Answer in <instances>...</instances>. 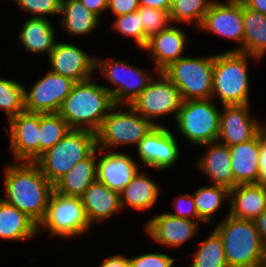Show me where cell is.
Listing matches in <instances>:
<instances>
[{
	"label": "cell",
	"instance_id": "6da1fadb",
	"mask_svg": "<svg viewBox=\"0 0 266 267\" xmlns=\"http://www.w3.org/2000/svg\"><path fill=\"white\" fill-rule=\"evenodd\" d=\"M4 199L38 226L44 220L54 185L35 162H16L4 167Z\"/></svg>",
	"mask_w": 266,
	"mask_h": 267
},
{
	"label": "cell",
	"instance_id": "7a4b0ae2",
	"mask_svg": "<svg viewBox=\"0 0 266 267\" xmlns=\"http://www.w3.org/2000/svg\"><path fill=\"white\" fill-rule=\"evenodd\" d=\"M97 78L75 82L70 94L64 100L59 114L71 129L97 132L103 119L115 106L111 93Z\"/></svg>",
	"mask_w": 266,
	"mask_h": 267
},
{
	"label": "cell",
	"instance_id": "3957f363",
	"mask_svg": "<svg viewBox=\"0 0 266 267\" xmlns=\"http://www.w3.org/2000/svg\"><path fill=\"white\" fill-rule=\"evenodd\" d=\"M214 225L222 239L228 267H263L266 250L253 220L227 215Z\"/></svg>",
	"mask_w": 266,
	"mask_h": 267
},
{
	"label": "cell",
	"instance_id": "277c9868",
	"mask_svg": "<svg viewBox=\"0 0 266 267\" xmlns=\"http://www.w3.org/2000/svg\"><path fill=\"white\" fill-rule=\"evenodd\" d=\"M260 61L240 51L215 54L212 99L222 105L250 104L248 59ZM216 96V97H215Z\"/></svg>",
	"mask_w": 266,
	"mask_h": 267
},
{
	"label": "cell",
	"instance_id": "5b68a950",
	"mask_svg": "<svg viewBox=\"0 0 266 267\" xmlns=\"http://www.w3.org/2000/svg\"><path fill=\"white\" fill-rule=\"evenodd\" d=\"M97 149L96 133L71 129L55 146L43 153L35 163L53 185L75 164Z\"/></svg>",
	"mask_w": 266,
	"mask_h": 267
},
{
	"label": "cell",
	"instance_id": "8992f818",
	"mask_svg": "<svg viewBox=\"0 0 266 267\" xmlns=\"http://www.w3.org/2000/svg\"><path fill=\"white\" fill-rule=\"evenodd\" d=\"M115 105L96 132L97 147L105 150L138 143L157 125L137 113L130 105ZM120 109V110H119Z\"/></svg>",
	"mask_w": 266,
	"mask_h": 267
},
{
	"label": "cell",
	"instance_id": "52a82bcc",
	"mask_svg": "<svg viewBox=\"0 0 266 267\" xmlns=\"http://www.w3.org/2000/svg\"><path fill=\"white\" fill-rule=\"evenodd\" d=\"M214 55L183 56L162 71L180 90L183 101L212 98Z\"/></svg>",
	"mask_w": 266,
	"mask_h": 267
},
{
	"label": "cell",
	"instance_id": "ba28073f",
	"mask_svg": "<svg viewBox=\"0 0 266 267\" xmlns=\"http://www.w3.org/2000/svg\"><path fill=\"white\" fill-rule=\"evenodd\" d=\"M219 108L212 98L183 101L176 116L178 130L197 147L217 141L221 114Z\"/></svg>",
	"mask_w": 266,
	"mask_h": 267
},
{
	"label": "cell",
	"instance_id": "9c48e42d",
	"mask_svg": "<svg viewBox=\"0 0 266 267\" xmlns=\"http://www.w3.org/2000/svg\"><path fill=\"white\" fill-rule=\"evenodd\" d=\"M90 227L81 198L65 196L54 190L38 232L47 229L50 237L74 238L85 234Z\"/></svg>",
	"mask_w": 266,
	"mask_h": 267
},
{
	"label": "cell",
	"instance_id": "30bf717a",
	"mask_svg": "<svg viewBox=\"0 0 266 267\" xmlns=\"http://www.w3.org/2000/svg\"><path fill=\"white\" fill-rule=\"evenodd\" d=\"M95 70H99L105 80L115 85L116 88L104 85L111 93L115 105H131L154 78L143 69L111 58H96Z\"/></svg>",
	"mask_w": 266,
	"mask_h": 267
},
{
	"label": "cell",
	"instance_id": "8fae6325",
	"mask_svg": "<svg viewBox=\"0 0 266 267\" xmlns=\"http://www.w3.org/2000/svg\"><path fill=\"white\" fill-rule=\"evenodd\" d=\"M157 77L149 82L130 106L155 125H161L156 119L170 114L176 118L183 99L180 90L166 75L158 72Z\"/></svg>",
	"mask_w": 266,
	"mask_h": 267
},
{
	"label": "cell",
	"instance_id": "7c38bea8",
	"mask_svg": "<svg viewBox=\"0 0 266 267\" xmlns=\"http://www.w3.org/2000/svg\"><path fill=\"white\" fill-rule=\"evenodd\" d=\"M198 29L240 43L239 46L229 51L242 52L244 39L242 1L228 0L224 3L221 0H215Z\"/></svg>",
	"mask_w": 266,
	"mask_h": 267
},
{
	"label": "cell",
	"instance_id": "4fadbf2b",
	"mask_svg": "<svg viewBox=\"0 0 266 267\" xmlns=\"http://www.w3.org/2000/svg\"><path fill=\"white\" fill-rule=\"evenodd\" d=\"M69 77L49 71L29 89L25 87V108L30 113H57L74 85Z\"/></svg>",
	"mask_w": 266,
	"mask_h": 267
},
{
	"label": "cell",
	"instance_id": "5bb4252c",
	"mask_svg": "<svg viewBox=\"0 0 266 267\" xmlns=\"http://www.w3.org/2000/svg\"><path fill=\"white\" fill-rule=\"evenodd\" d=\"M174 133L165 125H157L136 146L144 166L167 170L179 160V144Z\"/></svg>",
	"mask_w": 266,
	"mask_h": 267
},
{
	"label": "cell",
	"instance_id": "9a60e30c",
	"mask_svg": "<svg viewBox=\"0 0 266 267\" xmlns=\"http://www.w3.org/2000/svg\"><path fill=\"white\" fill-rule=\"evenodd\" d=\"M11 154L16 162H35L39 158L40 113L22 112L7 121Z\"/></svg>",
	"mask_w": 266,
	"mask_h": 267
},
{
	"label": "cell",
	"instance_id": "2e32d148",
	"mask_svg": "<svg viewBox=\"0 0 266 267\" xmlns=\"http://www.w3.org/2000/svg\"><path fill=\"white\" fill-rule=\"evenodd\" d=\"M250 104L222 105L217 141L234 146L253 139L266 124L250 114Z\"/></svg>",
	"mask_w": 266,
	"mask_h": 267
},
{
	"label": "cell",
	"instance_id": "e0dca14e",
	"mask_svg": "<svg viewBox=\"0 0 266 267\" xmlns=\"http://www.w3.org/2000/svg\"><path fill=\"white\" fill-rule=\"evenodd\" d=\"M92 57L77 45L59 41L48 56L50 71L75 82L84 81L95 76L96 58Z\"/></svg>",
	"mask_w": 266,
	"mask_h": 267
},
{
	"label": "cell",
	"instance_id": "ac0fdd59",
	"mask_svg": "<svg viewBox=\"0 0 266 267\" xmlns=\"http://www.w3.org/2000/svg\"><path fill=\"white\" fill-rule=\"evenodd\" d=\"M200 222L204 223L203 221L174 217L163 211L162 214L149 219L143 229L155 243L176 248L196 235Z\"/></svg>",
	"mask_w": 266,
	"mask_h": 267
},
{
	"label": "cell",
	"instance_id": "d6986e66",
	"mask_svg": "<svg viewBox=\"0 0 266 267\" xmlns=\"http://www.w3.org/2000/svg\"><path fill=\"white\" fill-rule=\"evenodd\" d=\"M98 151L103 155L97 158V180L120 193L140 170V164L122 150Z\"/></svg>",
	"mask_w": 266,
	"mask_h": 267
},
{
	"label": "cell",
	"instance_id": "ffe728a7",
	"mask_svg": "<svg viewBox=\"0 0 266 267\" xmlns=\"http://www.w3.org/2000/svg\"><path fill=\"white\" fill-rule=\"evenodd\" d=\"M187 40L186 32L173 24L148 39L143 50L151 53L156 74L183 57Z\"/></svg>",
	"mask_w": 266,
	"mask_h": 267
},
{
	"label": "cell",
	"instance_id": "44dd1931",
	"mask_svg": "<svg viewBox=\"0 0 266 267\" xmlns=\"http://www.w3.org/2000/svg\"><path fill=\"white\" fill-rule=\"evenodd\" d=\"M203 155L195 164L212 181V185H219L231 190L234 188V177L231 170V153L229 146L219 141L210 142Z\"/></svg>",
	"mask_w": 266,
	"mask_h": 267
},
{
	"label": "cell",
	"instance_id": "7402d4cb",
	"mask_svg": "<svg viewBox=\"0 0 266 267\" xmlns=\"http://www.w3.org/2000/svg\"><path fill=\"white\" fill-rule=\"evenodd\" d=\"M80 198L90 226L92 222L108 220L122 210L120 193L113 191L98 180L93 182Z\"/></svg>",
	"mask_w": 266,
	"mask_h": 267
},
{
	"label": "cell",
	"instance_id": "603a6c76",
	"mask_svg": "<svg viewBox=\"0 0 266 267\" xmlns=\"http://www.w3.org/2000/svg\"><path fill=\"white\" fill-rule=\"evenodd\" d=\"M234 187L256 184L259 175V133L251 140L229 147Z\"/></svg>",
	"mask_w": 266,
	"mask_h": 267
},
{
	"label": "cell",
	"instance_id": "cb8c5ba5",
	"mask_svg": "<svg viewBox=\"0 0 266 267\" xmlns=\"http://www.w3.org/2000/svg\"><path fill=\"white\" fill-rule=\"evenodd\" d=\"M228 202L229 215L254 221L266 210V189L258 184L236 185Z\"/></svg>",
	"mask_w": 266,
	"mask_h": 267
},
{
	"label": "cell",
	"instance_id": "d4e9b609",
	"mask_svg": "<svg viewBox=\"0 0 266 267\" xmlns=\"http://www.w3.org/2000/svg\"><path fill=\"white\" fill-rule=\"evenodd\" d=\"M97 149L87 158L77 162L55 184L54 190L65 196L80 197L97 180Z\"/></svg>",
	"mask_w": 266,
	"mask_h": 267
},
{
	"label": "cell",
	"instance_id": "484cf974",
	"mask_svg": "<svg viewBox=\"0 0 266 267\" xmlns=\"http://www.w3.org/2000/svg\"><path fill=\"white\" fill-rule=\"evenodd\" d=\"M19 40L28 53H46L54 50L56 43L55 29L47 18L30 17L20 26Z\"/></svg>",
	"mask_w": 266,
	"mask_h": 267
},
{
	"label": "cell",
	"instance_id": "4316f807",
	"mask_svg": "<svg viewBox=\"0 0 266 267\" xmlns=\"http://www.w3.org/2000/svg\"><path fill=\"white\" fill-rule=\"evenodd\" d=\"M143 171H138L128 185L120 192L121 208L145 211L153 208L160 195V187Z\"/></svg>",
	"mask_w": 266,
	"mask_h": 267
},
{
	"label": "cell",
	"instance_id": "83f0119b",
	"mask_svg": "<svg viewBox=\"0 0 266 267\" xmlns=\"http://www.w3.org/2000/svg\"><path fill=\"white\" fill-rule=\"evenodd\" d=\"M38 225L0 197V239L24 241L38 234Z\"/></svg>",
	"mask_w": 266,
	"mask_h": 267
},
{
	"label": "cell",
	"instance_id": "f1b7e54d",
	"mask_svg": "<svg viewBox=\"0 0 266 267\" xmlns=\"http://www.w3.org/2000/svg\"><path fill=\"white\" fill-rule=\"evenodd\" d=\"M60 15V26L71 36L88 35L99 26L100 19L80 0L61 1Z\"/></svg>",
	"mask_w": 266,
	"mask_h": 267
},
{
	"label": "cell",
	"instance_id": "f546056e",
	"mask_svg": "<svg viewBox=\"0 0 266 267\" xmlns=\"http://www.w3.org/2000/svg\"><path fill=\"white\" fill-rule=\"evenodd\" d=\"M243 53L262 59L266 54V15L243 4Z\"/></svg>",
	"mask_w": 266,
	"mask_h": 267
},
{
	"label": "cell",
	"instance_id": "4dcf8cb0",
	"mask_svg": "<svg viewBox=\"0 0 266 267\" xmlns=\"http://www.w3.org/2000/svg\"><path fill=\"white\" fill-rule=\"evenodd\" d=\"M198 217L204 223L212 222L215 213L230 199V190L219 185H205L192 193Z\"/></svg>",
	"mask_w": 266,
	"mask_h": 267
},
{
	"label": "cell",
	"instance_id": "1f68e13d",
	"mask_svg": "<svg viewBox=\"0 0 266 267\" xmlns=\"http://www.w3.org/2000/svg\"><path fill=\"white\" fill-rule=\"evenodd\" d=\"M215 0H173L170 9L172 24L195 25L199 28Z\"/></svg>",
	"mask_w": 266,
	"mask_h": 267
},
{
	"label": "cell",
	"instance_id": "d6a6232c",
	"mask_svg": "<svg viewBox=\"0 0 266 267\" xmlns=\"http://www.w3.org/2000/svg\"><path fill=\"white\" fill-rule=\"evenodd\" d=\"M191 256L193 259L189 267H228L222 239L214 229Z\"/></svg>",
	"mask_w": 266,
	"mask_h": 267
},
{
	"label": "cell",
	"instance_id": "836d02e7",
	"mask_svg": "<svg viewBox=\"0 0 266 267\" xmlns=\"http://www.w3.org/2000/svg\"><path fill=\"white\" fill-rule=\"evenodd\" d=\"M71 128L57 113H40L39 157L55 146Z\"/></svg>",
	"mask_w": 266,
	"mask_h": 267
},
{
	"label": "cell",
	"instance_id": "e575fe53",
	"mask_svg": "<svg viewBox=\"0 0 266 267\" xmlns=\"http://www.w3.org/2000/svg\"><path fill=\"white\" fill-rule=\"evenodd\" d=\"M0 110L5 112L7 120L26 111L24 84L0 76Z\"/></svg>",
	"mask_w": 266,
	"mask_h": 267
},
{
	"label": "cell",
	"instance_id": "d590c367",
	"mask_svg": "<svg viewBox=\"0 0 266 267\" xmlns=\"http://www.w3.org/2000/svg\"><path fill=\"white\" fill-rule=\"evenodd\" d=\"M112 24L114 30L122 36L133 38L136 46L142 50L144 49L145 32L138 12L115 16Z\"/></svg>",
	"mask_w": 266,
	"mask_h": 267
},
{
	"label": "cell",
	"instance_id": "8d00e7d4",
	"mask_svg": "<svg viewBox=\"0 0 266 267\" xmlns=\"http://www.w3.org/2000/svg\"><path fill=\"white\" fill-rule=\"evenodd\" d=\"M137 12L144 27L145 46L148 39L172 24L169 11L140 6Z\"/></svg>",
	"mask_w": 266,
	"mask_h": 267
},
{
	"label": "cell",
	"instance_id": "74e56055",
	"mask_svg": "<svg viewBox=\"0 0 266 267\" xmlns=\"http://www.w3.org/2000/svg\"><path fill=\"white\" fill-rule=\"evenodd\" d=\"M20 9L32 14L31 17L46 18L48 15H60V0H12Z\"/></svg>",
	"mask_w": 266,
	"mask_h": 267
},
{
	"label": "cell",
	"instance_id": "f35d334b",
	"mask_svg": "<svg viewBox=\"0 0 266 267\" xmlns=\"http://www.w3.org/2000/svg\"><path fill=\"white\" fill-rule=\"evenodd\" d=\"M130 267H174L175 258L161 252L145 253L129 258Z\"/></svg>",
	"mask_w": 266,
	"mask_h": 267
},
{
	"label": "cell",
	"instance_id": "ab89813d",
	"mask_svg": "<svg viewBox=\"0 0 266 267\" xmlns=\"http://www.w3.org/2000/svg\"><path fill=\"white\" fill-rule=\"evenodd\" d=\"M172 204L174 205L176 212H167L168 214L174 217L202 221L198 217L193 194H183L177 199H174Z\"/></svg>",
	"mask_w": 266,
	"mask_h": 267
},
{
	"label": "cell",
	"instance_id": "60d3db41",
	"mask_svg": "<svg viewBox=\"0 0 266 267\" xmlns=\"http://www.w3.org/2000/svg\"><path fill=\"white\" fill-rule=\"evenodd\" d=\"M256 184L266 189V126L259 132V175Z\"/></svg>",
	"mask_w": 266,
	"mask_h": 267
},
{
	"label": "cell",
	"instance_id": "b9f144b4",
	"mask_svg": "<svg viewBox=\"0 0 266 267\" xmlns=\"http://www.w3.org/2000/svg\"><path fill=\"white\" fill-rule=\"evenodd\" d=\"M139 7L138 0H108L107 9L111 10L115 16H120L137 12Z\"/></svg>",
	"mask_w": 266,
	"mask_h": 267
},
{
	"label": "cell",
	"instance_id": "7bdbcfd3",
	"mask_svg": "<svg viewBox=\"0 0 266 267\" xmlns=\"http://www.w3.org/2000/svg\"><path fill=\"white\" fill-rule=\"evenodd\" d=\"M80 2L99 19L100 14L108 8V0H80Z\"/></svg>",
	"mask_w": 266,
	"mask_h": 267
},
{
	"label": "cell",
	"instance_id": "ee69618b",
	"mask_svg": "<svg viewBox=\"0 0 266 267\" xmlns=\"http://www.w3.org/2000/svg\"><path fill=\"white\" fill-rule=\"evenodd\" d=\"M100 267H130V265L127 256L117 254L104 259Z\"/></svg>",
	"mask_w": 266,
	"mask_h": 267
},
{
	"label": "cell",
	"instance_id": "f6af8a7d",
	"mask_svg": "<svg viewBox=\"0 0 266 267\" xmlns=\"http://www.w3.org/2000/svg\"><path fill=\"white\" fill-rule=\"evenodd\" d=\"M140 6L169 11L173 0H138Z\"/></svg>",
	"mask_w": 266,
	"mask_h": 267
},
{
	"label": "cell",
	"instance_id": "bcb514c9",
	"mask_svg": "<svg viewBox=\"0 0 266 267\" xmlns=\"http://www.w3.org/2000/svg\"><path fill=\"white\" fill-rule=\"evenodd\" d=\"M255 226L259 232L263 247L266 250V210L263 211L255 220Z\"/></svg>",
	"mask_w": 266,
	"mask_h": 267
},
{
	"label": "cell",
	"instance_id": "7dc6e473",
	"mask_svg": "<svg viewBox=\"0 0 266 267\" xmlns=\"http://www.w3.org/2000/svg\"><path fill=\"white\" fill-rule=\"evenodd\" d=\"M241 1L246 7L266 15V0H241Z\"/></svg>",
	"mask_w": 266,
	"mask_h": 267
},
{
	"label": "cell",
	"instance_id": "c3c4849f",
	"mask_svg": "<svg viewBox=\"0 0 266 267\" xmlns=\"http://www.w3.org/2000/svg\"><path fill=\"white\" fill-rule=\"evenodd\" d=\"M263 267H266V256H265V258H264Z\"/></svg>",
	"mask_w": 266,
	"mask_h": 267
}]
</instances>
